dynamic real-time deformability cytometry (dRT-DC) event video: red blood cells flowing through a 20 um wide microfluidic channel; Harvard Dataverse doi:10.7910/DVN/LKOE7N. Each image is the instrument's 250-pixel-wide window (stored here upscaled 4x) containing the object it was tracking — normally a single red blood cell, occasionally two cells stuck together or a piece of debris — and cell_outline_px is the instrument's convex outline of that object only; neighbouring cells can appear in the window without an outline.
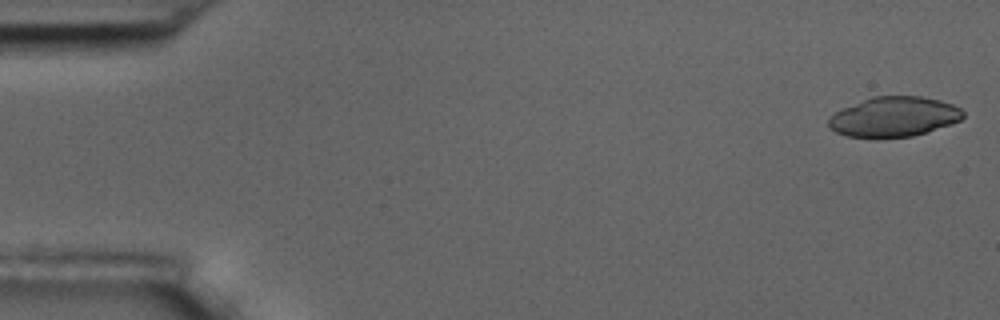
{"species": "common noctule bat (a hibernating species)", "species_latin": "Nyctalus noctula", "temperature_condition": "room temperature", "stored_images_in_passage": 54, "camera_frame_rate_fps": 3000, "um_per_image_px": 0.085, "animal": {"sex": "male", "body_mass_g": 17.5, "forearm_length_mm": 52.3}, "frame": {"image": 1, "passage_image": 1, "time_ms": 0.0, "image_size_px": [1000, 320], "cell_outline_px": [[964, 116], [960, 120], [952, 124], [912, 136], [876, 140], [848, 136], [836, 132], [828, 128], [828, 120], [836, 112], [844, 108], [872, 96], [920, 96], [940, 100], [952, 104], [960, 108], [964, 112]], "centroid_in_image_um": [75.98, 9.96], "position_along_channel_um": 9.0, "area_um2": 31.67}}